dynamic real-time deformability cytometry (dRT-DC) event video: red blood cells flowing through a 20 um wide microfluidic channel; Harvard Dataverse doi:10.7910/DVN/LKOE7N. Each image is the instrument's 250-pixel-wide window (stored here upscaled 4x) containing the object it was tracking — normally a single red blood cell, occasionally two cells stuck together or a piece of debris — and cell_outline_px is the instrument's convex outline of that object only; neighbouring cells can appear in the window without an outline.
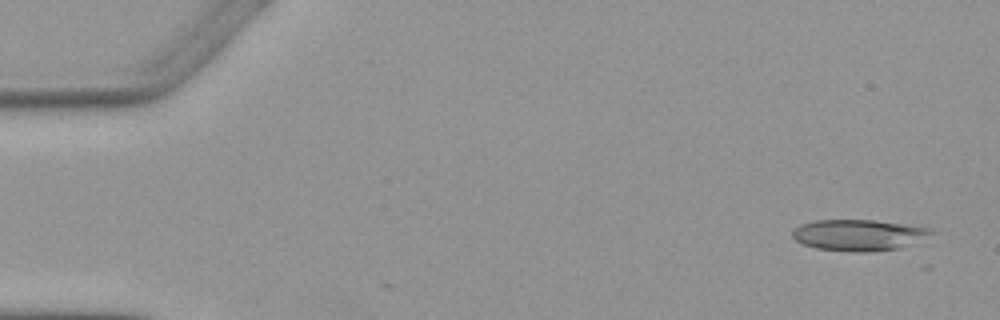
{"species": "Egyptian fruit bat (a non-hibernating species)", "species_latin": "Rousettus aegyptiacus", "temperature_condition": "warm", "stored_images_in_passage": 6, "camera_frame_rate_fps": 3000, "um_per_image_px": 0.085, "animal": {"sex": "female"}, "frame": {"image": 1, "passage_image": 1, "time_ms": 0.0, "image_size_px": [1000, 320], "cell_outline_px": [[936, 232], [924, 244], [900, 248], [868, 252], [852, 252], [816, 248], [804, 244], [796, 240], [792, 236], [792, 232], [800, 224], [816, 220], [872, 220], [904, 224], [932, 228]], "centroid_in_image_um": [73.15, 19.99], "position_along_channel_um": 11.8, "area_um2": 25.89}}